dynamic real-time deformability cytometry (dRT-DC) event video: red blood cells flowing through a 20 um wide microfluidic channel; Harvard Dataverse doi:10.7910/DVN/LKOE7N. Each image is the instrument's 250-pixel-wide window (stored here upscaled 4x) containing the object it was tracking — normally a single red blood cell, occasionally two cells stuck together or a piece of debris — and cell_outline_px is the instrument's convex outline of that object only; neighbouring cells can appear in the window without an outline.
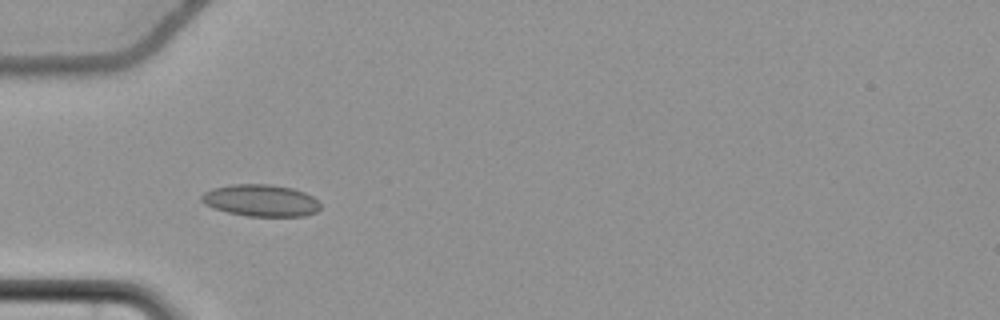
{"species": "common noctule bat (a hibernating species)", "species_latin": "Nyctalus noctula", "temperature_condition": "cold", "stored_images_in_passage": 19, "camera_frame_rate_fps": 3000, "um_per_image_px": 0.085, "animal": {"sex": "female", "body_mass_g": 22.7, "forearm_length_mm": 54.2}, "frame": {"image": 1, "passage_image": 6, "time_ms": 1.667, "image_size_px": [1000, 320], "cell_outline_px": [[320, 208], [316, 212], [304, 216], [248, 216], [228, 212], [212, 208], [204, 204], [200, 200], [200, 196], [204, 192], [212, 188], [232, 184], [268, 184], [292, 188], [304, 192], [320, 200]], "centroid_in_image_um": [22.16, 17.04], "position_along_channel_um": 62.8, "area_um2": 22.25}}
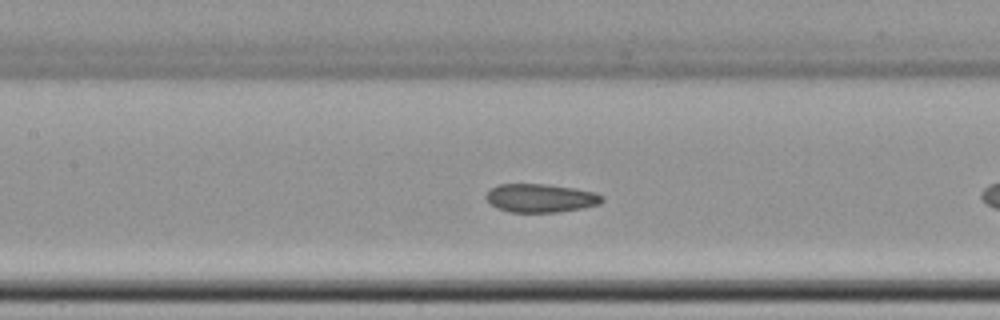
{"frame": {"image": 2, "passage_image": 11, "time_ms": 3.333, "image_size_px": [1000, 320], "cell_outline_px": [[604, 200], [600, 204], [584, 208], [560, 212], [508, 212], [496, 208], [484, 196], [492, 188], [500, 184], [544, 184], [576, 188], [596, 192], [604, 196]], "centroid_in_image_um": [46.0, 16.84], "position_along_channel_um": 161.4, "area_um2": 19.42}}